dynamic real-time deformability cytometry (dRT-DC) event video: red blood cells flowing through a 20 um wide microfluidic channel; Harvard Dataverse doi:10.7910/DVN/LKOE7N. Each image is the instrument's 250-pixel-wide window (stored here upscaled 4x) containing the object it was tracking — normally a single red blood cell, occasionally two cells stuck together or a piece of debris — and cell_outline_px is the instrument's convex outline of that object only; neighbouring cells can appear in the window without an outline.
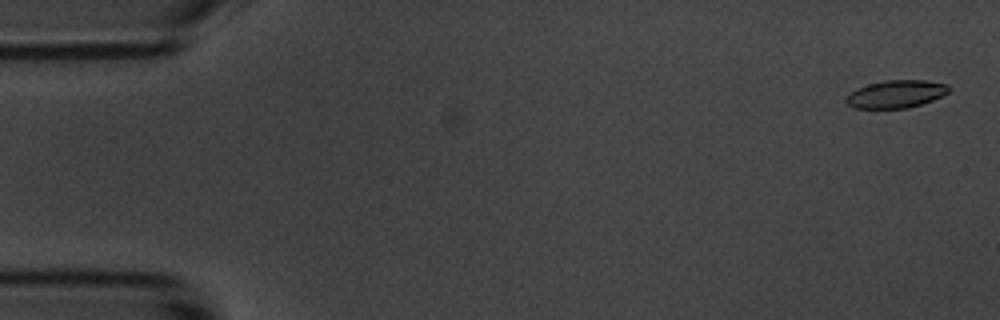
{"species": "common noctule bat (a hibernating species)", "species_latin": "Nyctalus noctula", "temperature_condition": "room temperature", "stored_images_in_passage": 53, "camera_frame_rate_fps": 3000, "um_per_image_px": 0.085, "animal": {"sex": "male", "body_mass_g": 20.1, "forearm_length_mm": 53.5}, "frame": {"image": 1, "passage_image": 2, "time_ms": 0.333, "image_size_px": [1000, 320], "cell_outline_px": [[952, 88], [948, 92], [932, 100], [908, 108], [856, 108], [848, 104], [844, 100], [856, 88], [868, 84], [884, 80], [924, 80], [948, 84]], "centroid_in_image_um": [76.18, 7.98], "position_along_channel_um": 8.8, "area_um2": 16.47}}
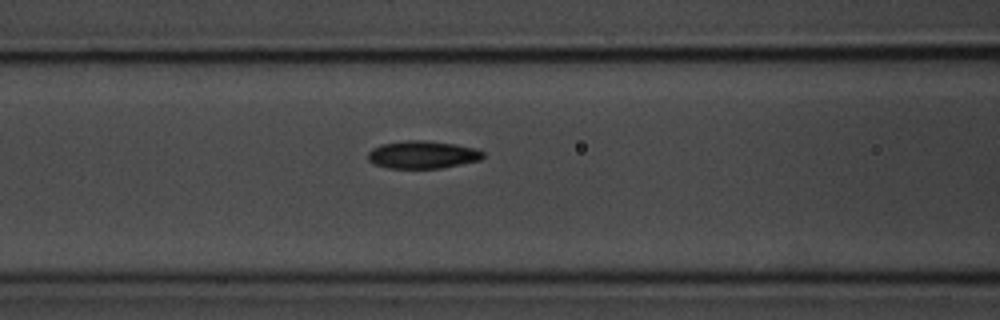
{"frame": {"image": 2, "passage_image": 23, "time_ms": 7.333, "image_size_px": [1000, 320], "cell_outline_px": [[484, 156], [480, 160], [440, 168], [388, 168], [372, 164], [368, 160], [368, 152], [372, 148], [380, 144], [404, 140], [424, 140], [456, 144], [476, 148], [484, 152]], "centroid_in_image_um": [35.89, 13.14], "position_along_channel_um": 130.7, "area_um2": 18.73}}
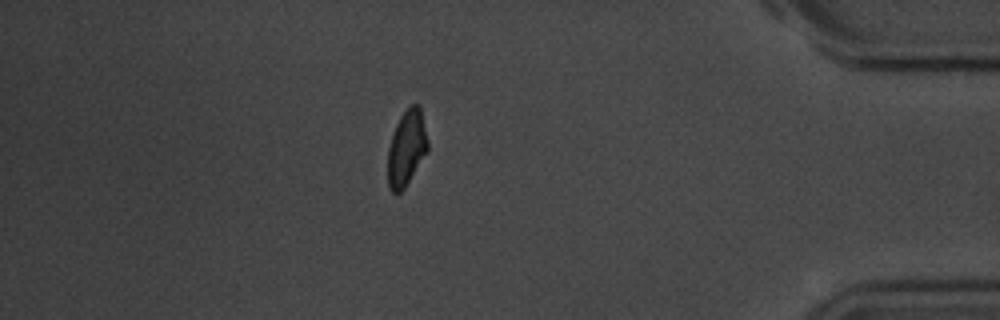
{"frame": {"image": 3, "passage_image": 49, "time_ms": 16.0, "image_size_px": [1000, 320], "cell_outline_px": [[428, 152], [404, 188], [400, 192], [392, 192], [388, 188], [388, 148], [396, 124], [400, 116], [408, 104], [416, 104], [420, 108], [428, 140]], "centroid_in_image_um": [34.56, 12.57], "position_along_channel_um": 400.6, "area_um2": 17.63}, "authors_computed_cell_mechanics": {"area_um2": 18.3226, "velocity_mm_per_s": 3.5853, "shape_relaxation_time_tau1_ms": 2.7442, "shape_relaxation_time_tau2_ms": 4.2177, "deformation_change_tau1": 0.1234, "deformation_change_tau2": 0.079}}